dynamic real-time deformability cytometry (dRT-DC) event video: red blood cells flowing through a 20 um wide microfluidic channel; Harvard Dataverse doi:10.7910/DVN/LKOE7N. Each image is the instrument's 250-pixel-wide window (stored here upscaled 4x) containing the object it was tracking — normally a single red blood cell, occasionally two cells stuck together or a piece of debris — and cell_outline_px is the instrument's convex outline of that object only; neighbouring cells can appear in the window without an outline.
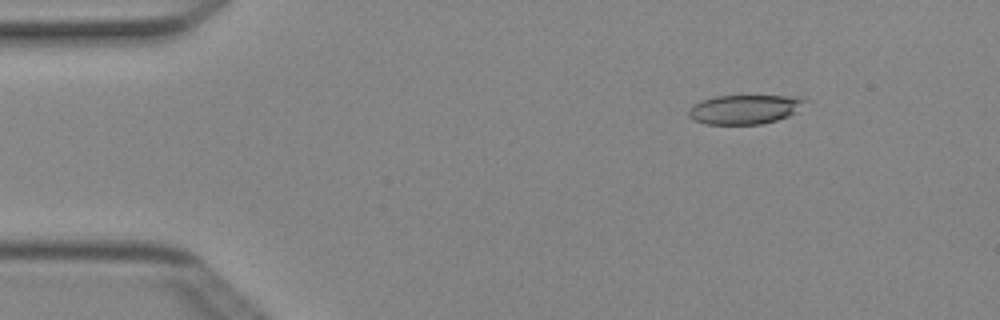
{"species": "Egyptian fruit bat (a non-hibernating species)", "species_latin": "Rousettus aegyptiacus", "temperature_condition": "cold", "stored_images_in_passage": 4, "camera_frame_rate_fps": 3000, "um_per_image_px": 0.085, "animal": {"sex": "female"}, "frame": {"image": 1, "passage_image": 2, "time_ms": 0.333, "image_size_px": [1000, 320], "cell_outline_px": [[808, 100], [796, 112], [788, 116], [776, 120], [760, 124], [704, 124], [688, 116], [688, 112], [700, 100], [716, 96], [800, 96]], "centroid_in_image_um": [63.33, 9.29], "position_along_channel_um": 21.7, "area_um2": 19.71}}